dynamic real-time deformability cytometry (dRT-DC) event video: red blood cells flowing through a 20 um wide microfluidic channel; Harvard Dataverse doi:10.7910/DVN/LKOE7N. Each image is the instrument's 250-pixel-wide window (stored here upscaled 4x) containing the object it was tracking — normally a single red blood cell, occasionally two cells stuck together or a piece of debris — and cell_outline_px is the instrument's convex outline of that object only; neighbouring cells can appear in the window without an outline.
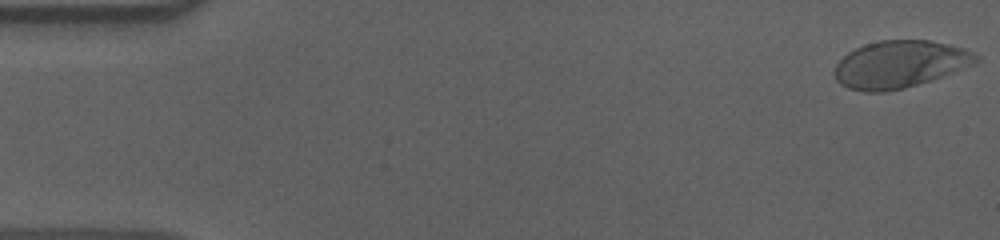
{"species": "human", "species_latin": "Homo sapiens", "temperature_condition": "cold", "stored_images_in_passage": 56, "camera_frame_rate_fps": 3000, "um_per_image_px": 0.085, "donor": {"sex": "male"}, "frame": {"image": 1, "passage_image": 1, "time_ms": 0.0, "image_size_px": [1000, 240], "cell_outline_px": [[980, 60], [972, 64], [940, 76], [904, 88], [884, 92], [864, 92], [848, 88], [840, 84], [836, 80], [836, 64], [848, 52], [864, 44], [880, 40], [928, 40], [948, 44], [964, 48], [980, 56]], "centroid_in_image_um": [76.45, 5.45], "position_along_channel_um": 8.5, "area_um2": 38.44}}
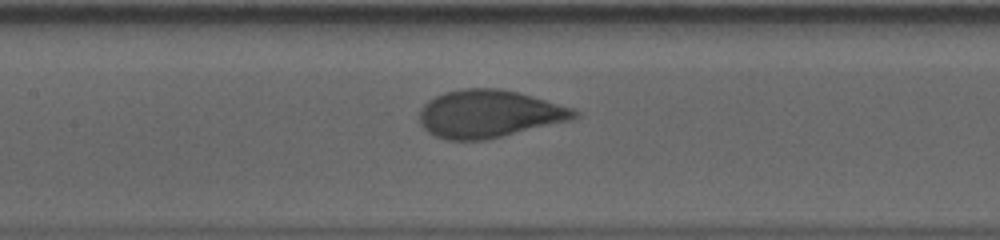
{"frame": {"image": 2, "passage_image": 26, "time_ms": 8.333, "image_size_px": [1000, 240], "cell_outline_px": [[580, 116], [572, 120], [484, 140], [444, 140], [428, 132], [420, 124], [420, 108], [428, 100], [444, 92], [464, 88], [500, 88], [516, 92], [572, 108], [580, 112]], "centroid_in_image_um": [41.54, 9.68], "position_along_channel_um": 165.9, "area_um2": 42.83}}
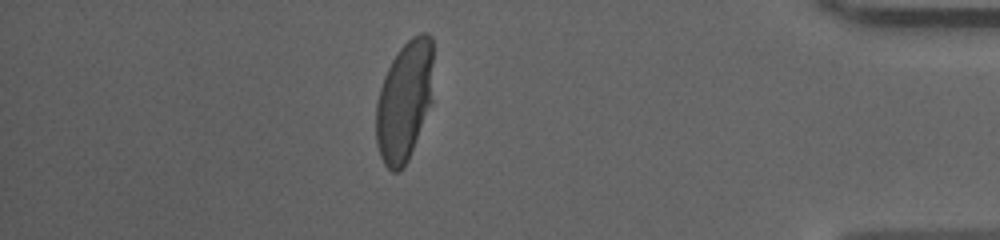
{"frame": {"image": 3, "passage_image": 49, "time_ms": 16.0, "image_size_px": [1000, 240], "cell_outline_px": [[432, 104], [408, 160], [400, 172], [392, 172], [384, 164], [380, 156], [376, 144], [376, 104], [380, 88], [384, 76], [392, 60], [400, 48], [412, 36], [420, 32], [428, 32], [432, 36]], "centroid_in_image_um": [34.38, 8.59], "position_along_channel_um": 400.8, "area_um2": 40.46}, "authors_computed_cell_mechanics": {"area_um2": 41.9628, "velocity_mm_per_s": 3.6012, "shape_relaxation_time_tau1_ms": 4.1885, "shape_relaxation_time_tau2_ms": null, "deformation_change_tau1": 0.1726, "deformation_change_tau2": null}}